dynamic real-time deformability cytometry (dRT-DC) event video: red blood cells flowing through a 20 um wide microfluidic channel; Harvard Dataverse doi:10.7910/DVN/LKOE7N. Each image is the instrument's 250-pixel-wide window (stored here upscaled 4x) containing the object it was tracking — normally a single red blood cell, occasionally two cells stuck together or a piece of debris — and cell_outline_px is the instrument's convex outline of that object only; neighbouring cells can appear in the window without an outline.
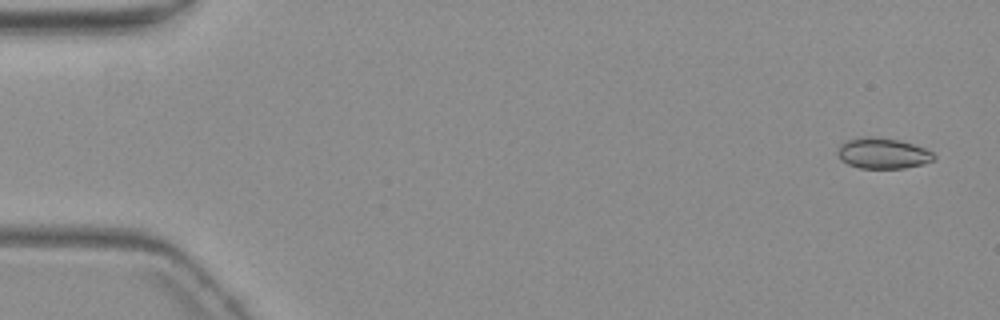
{"species": "common noctule bat (a hibernating species)", "species_latin": "Nyctalus noctula", "temperature_condition": "warm", "stored_images_in_passage": 5, "camera_frame_rate_fps": 3000, "um_per_image_px": 0.085, "animal": {"sex": "female", "body_mass_g": 19.3, "forearm_length_mm": 54.1}, "frame": {"image": 1, "passage_image": 1, "time_ms": 0.0, "image_size_px": [1000, 320], "cell_outline_px": [[936, 160], [924, 164], [904, 168], [860, 168], [848, 164], [840, 160], [836, 152], [840, 144], [848, 140], [864, 136], [868, 136], [900, 140], [924, 148], [932, 152], [936, 156]], "centroid_in_image_um": [75.04, 13.04], "position_along_channel_um": 10.0, "area_um2": 17.34}}
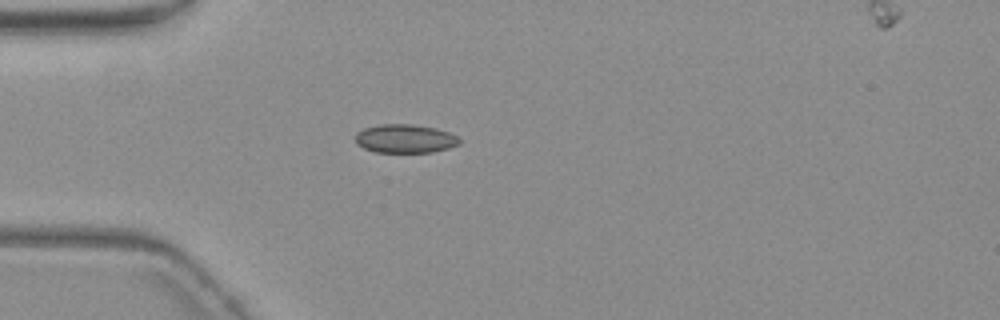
{"frame": {"image": 2, "passage_image": 5, "time_ms": 4.667, "image_size_px": [1000, 320], "cell_outline_px": [[460, 144], [448, 148], [432, 152], [376, 152], [364, 148], [356, 144], [356, 132], [364, 128], [380, 124], [412, 124], [436, 128], [448, 132], [456, 136], [460, 140]], "centroid_in_image_um": [34.42, 11.78], "position_along_channel_um": 50.6, "area_um2": 17.34}}